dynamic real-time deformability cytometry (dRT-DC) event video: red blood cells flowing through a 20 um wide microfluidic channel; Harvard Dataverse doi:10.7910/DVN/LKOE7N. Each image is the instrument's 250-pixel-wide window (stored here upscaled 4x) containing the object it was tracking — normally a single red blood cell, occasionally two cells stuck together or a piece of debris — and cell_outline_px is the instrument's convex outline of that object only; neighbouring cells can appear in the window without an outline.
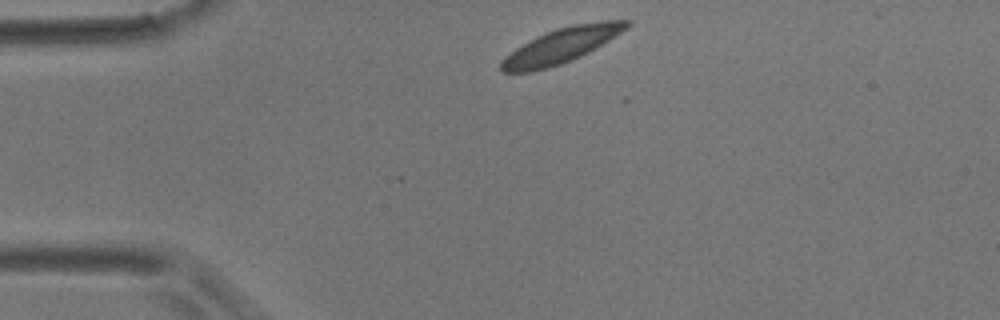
{"species": "common noctule bat (a hibernating species)", "species_latin": "Nyctalus noctula", "temperature_condition": "room temperature", "stored_images_in_passage": 9, "camera_frame_rate_fps": 3000, "um_per_image_px": 0.085, "animal": {"sex": "male", "body_mass_g": 17.9}, "frame": {"image": 1, "passage_image": 1, "time_ms": 0.0, "image_size_px": [1000, 320], "cell_outline_px": [[632, 24], [628, 28], [588, 52], [572, 60], [548, 68], [532, 72], [500, 72], [500, 60], [504, 56], [516, 48], [536, 36], [556, 28], [576, 24], [604, 20], [632, 20]], "centroid_in_image_um": [47.69, 3.87], "position_along_channel_um": 37.3, "area_um2": 25.49}}
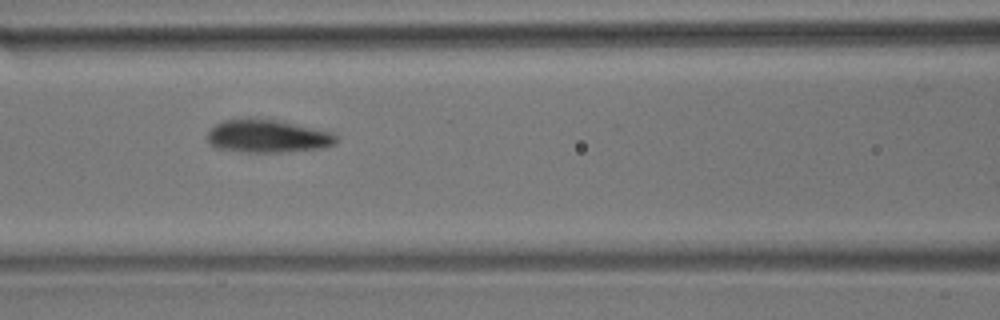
{"frame": {"image": 2, "passage_image": 6, "time_ms": 6.333, "image_size_px": [1000, 320], "cell_outline_px": [[340, 140], [336, 144], [324, 148], [280, 152], [244, 152], [216, 148], [208, 144], [208, 132], [216, 124], [224, 120], [248, 116], [276, 120], [332, 132], [340, 136]], "centroid_in_image_um": [22.76, 11.56], "position_along_channel_um": 143.8, "area_um2": 25.26}}
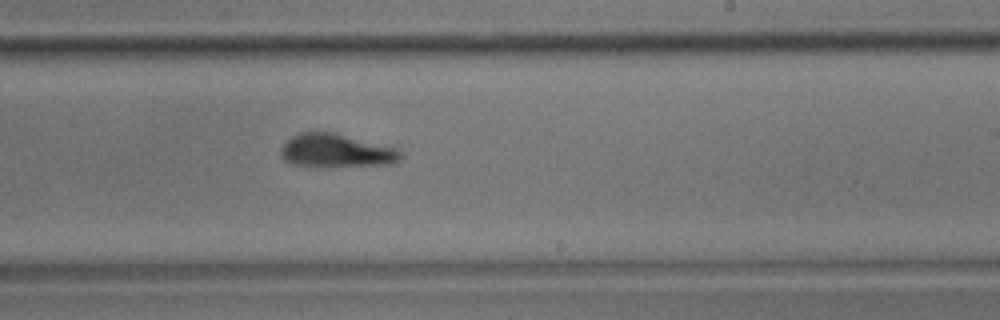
{"frame": {"image": 3, "passage_image": 9, "time_ms": 10.333, "image_size_px": [1000, 320], "cell_outline_px": [[404, 156], [396, 164], [320, 168], [288, 164], [280, 156], [280, 148], [292, 136], [300, 132], [332, 132], [400, 148], [404, 152]], "centroid_in_image_um": [28.63, 12.85], "position_along_channel_um": 260.4, "area_um2": 24.33}}